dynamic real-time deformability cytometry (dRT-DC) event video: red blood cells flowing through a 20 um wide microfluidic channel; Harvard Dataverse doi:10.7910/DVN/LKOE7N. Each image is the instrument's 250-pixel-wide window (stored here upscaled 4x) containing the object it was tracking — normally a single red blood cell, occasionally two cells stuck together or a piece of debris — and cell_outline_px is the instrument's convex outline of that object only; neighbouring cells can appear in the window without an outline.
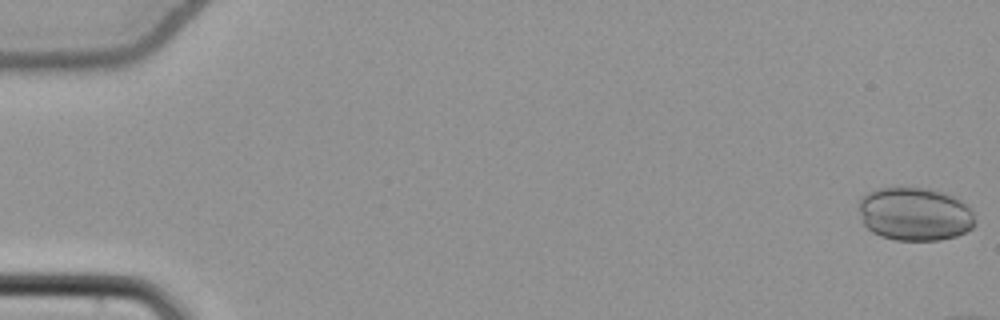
{"species": "common noctule bat (a hibernating species)", "species_latin": "Nyctalus noctula", "temperature_condition": "cold", "stored_images_in_passage": 13, "camera_frame_rate_fps": 3000, "um_per_image_px": 0.085, "animal": {"sex": "female", "body_mass_g": 22.7, "forearm_length_mm": 54.2}, "frame": {"image": 1, "passage_image": 1, "time_ms": 0.0, "image_size_px": [1000, 320], "cell_outline_px": [[976, 224], [972, 228], [956, 236], [940, 240], [896, 240], [880, 236], [872, 232], [864, 224], [860, 212], [860, 196], [868, 192], [880, 188], [928, 188], [944, 192], [956, 196], [972, 212], [976, 220]], "centroid_in_image_um": [77.77, 18.19], "position_along_channel_um": 7.2, "area_um2": 36.18}}